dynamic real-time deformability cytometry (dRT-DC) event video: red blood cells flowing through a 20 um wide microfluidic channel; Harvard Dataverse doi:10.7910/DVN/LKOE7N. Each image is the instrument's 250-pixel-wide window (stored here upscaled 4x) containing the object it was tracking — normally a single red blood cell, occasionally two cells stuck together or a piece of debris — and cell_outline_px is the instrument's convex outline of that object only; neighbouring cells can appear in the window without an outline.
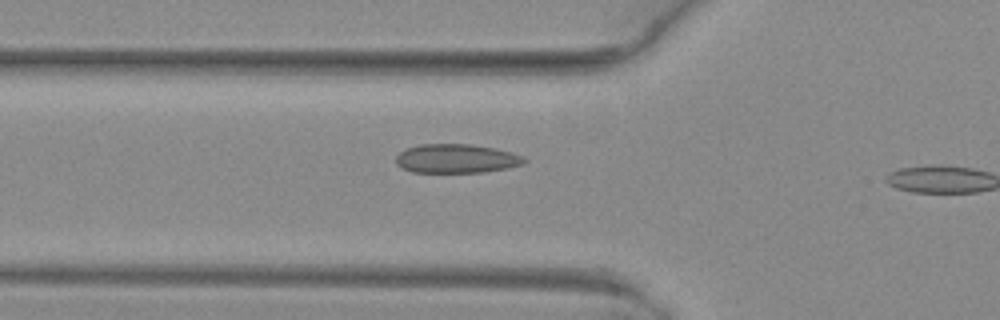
{"species": "common noctule bat (a hibernating species)", "species_latin": "Nyctalus noctula", "temperature_condition": "warm", "stored_images_in_passage": 9, "camera_frame_rate_fps": 3000, "um_per_image_px": 0.085, "animal": {"sex": "female", "body_mass_g": 29.2, "forearm_length_mm": 56.3}, "frame": {"image": 1, "passage_image": 8, "time_ms": 2.333, "image_size_px": [1000, 320], "cell_outline_px": [[528, 160], [524, 164], [508, 168], [484, 172], [412, 172], [396, 164], [396, 156], [400, 152], [408, 148], [420, 144], [472, 144], [496, 148], [512, 152], [524, 156]], "centroid_in_image_um": [38.85, 13.47], "position_along_channel_um": 87.0, "area_um2": 21.79}}